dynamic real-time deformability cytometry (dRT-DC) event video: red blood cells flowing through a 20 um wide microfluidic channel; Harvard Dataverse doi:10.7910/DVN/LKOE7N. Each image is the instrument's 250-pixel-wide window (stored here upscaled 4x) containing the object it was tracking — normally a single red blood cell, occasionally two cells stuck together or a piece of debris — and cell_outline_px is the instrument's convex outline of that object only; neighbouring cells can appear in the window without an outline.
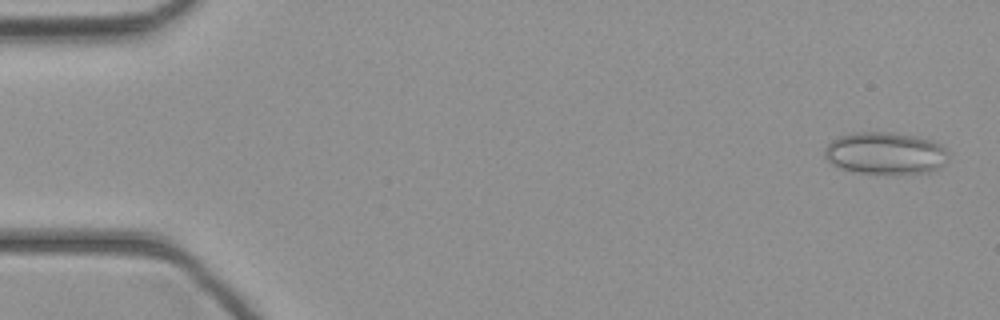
{"species": "common noctule bat (a hibernating species)", "species_latin": "Nyctalus noctula", "temperature_condition": "cold", "stored_images_in_passage": 11, "camera_frame_rate_fps": 3000, "um_per_image_px": 0.085, "animal": {"sex": "female", "body_mass_g": 21.9}, "frame": {"image": 1, "passage_image": 2, "time_ms": 0.333, "image_size_px": [1000, 320], "cell_outline_px": [[952, 152], [948, 160], [932, 172], [856, 172], [844, 168], [828, 160], [824, 156], [824, 148], [836, 136], [852, 132], [892, 132], [920, 136], [932, 140], [940, 144]], "centroid_in_image_um": [75.31, 12.97], "position_along_channel_um": 9.7, "area_um2": 30.35}}